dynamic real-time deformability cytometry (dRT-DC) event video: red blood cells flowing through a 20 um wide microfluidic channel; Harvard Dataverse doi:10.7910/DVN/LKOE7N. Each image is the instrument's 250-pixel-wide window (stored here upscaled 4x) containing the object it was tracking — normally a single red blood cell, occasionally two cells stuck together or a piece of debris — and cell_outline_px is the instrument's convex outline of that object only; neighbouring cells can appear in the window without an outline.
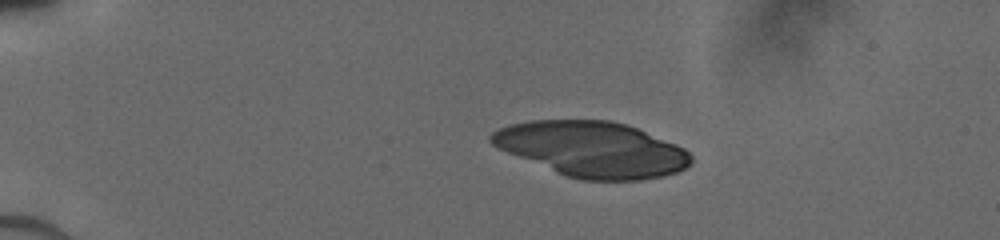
{"species": "human", "species_latin": "Homo sapiens", "temperature_condition": "cold", "stored_images_in_passage": 39, "camera_frame_rate_fps": 3000, "um_per_image_px": 0.085, "donor": {"sex": "male"}, "frame": {"image": 1, "passage_image": 1, "time_ms": 0.0, "image_size_px": [1000, 240], "cell_outline_px": [[692, 164], [676, 172], [664, 176], [640, 180], [584, 180], [568, 176], [556, 172], [496, 148], [488, 140], [488, 136], [492, 132], [508, 124], [528, 120], [608, 120], [628, 124], [676, 144], [684, 148], [692, 156]], "centroid_in_image_um": [50.32, 12.67], "position_along_channel_um": 34.7, "area_um2": 64.56}}